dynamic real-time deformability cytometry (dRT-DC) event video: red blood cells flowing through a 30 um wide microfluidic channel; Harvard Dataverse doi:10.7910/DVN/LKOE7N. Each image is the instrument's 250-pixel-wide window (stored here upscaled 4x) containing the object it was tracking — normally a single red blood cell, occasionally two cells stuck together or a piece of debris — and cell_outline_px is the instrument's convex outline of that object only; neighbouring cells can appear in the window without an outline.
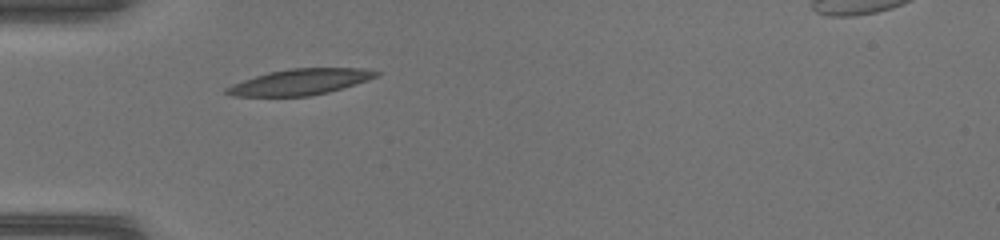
{"species": "common noctule bat (a hibernating species)", "species_latin": "Nyctalus noctula", "temperature_condition": "warm", "stored_images_in_passage": 4, "camera_frame_rate_fps": 3000, "um_per_image_px": 0.085, "animal": {"sex": "female", "body_mass_g": 17.0, "forearm_length_mm": 48.0}, "frame": {"image": 1, "passage_image": 1, "time_ms": 0.0, "image_size_px": [1000, 240], "cell_outline_px": [[380, 72], [376, 76], [328, 92], [308, 96], [232, 96], [224, 92], [224, 88], [232, 84], [268, 72], [292, 68], [364, 68]], "centroid_in_image_um": [25.43, 6.96], "position_along_channel_um": 59.6, "area_um2": 22.14}}